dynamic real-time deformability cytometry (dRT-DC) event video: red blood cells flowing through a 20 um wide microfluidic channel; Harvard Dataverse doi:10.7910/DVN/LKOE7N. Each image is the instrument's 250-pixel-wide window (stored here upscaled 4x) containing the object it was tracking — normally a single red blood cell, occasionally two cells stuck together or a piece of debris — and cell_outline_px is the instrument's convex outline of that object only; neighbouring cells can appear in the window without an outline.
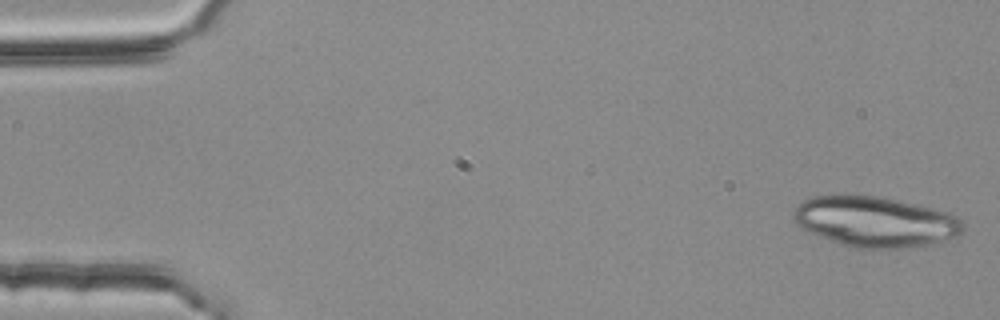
{"species": "common noctule bat (a hibernating species)", "species_latin": "Nyctalus noctula", "temperature_condition": "room temperature", "stored_images_in_passage": 18, "camera_frame_rate_fps": 3000, "um_per_image_px": 0.085, "animal": {"sex": "female", "body_mass_g": 25.1}, "frame": {"image": 1, "passage_image": 1, "time_ms": 0.0, "image_size_px": [1000, 320], "cell_outline_px": [[964, 228], [960, 236], [928, 244], [908, 248], [848, 248], [800, 228], [792, 220], [792, 212], [796, 204], [812, 196], [844, 192], [852, 192], [880, 196], [936, 208], [948, 212], [956, 216], [964, 224]], "centroid_in_image_um": [74.33, 18.8], "position_along_channel_um": 10.7, "area_um2": 51.38}}